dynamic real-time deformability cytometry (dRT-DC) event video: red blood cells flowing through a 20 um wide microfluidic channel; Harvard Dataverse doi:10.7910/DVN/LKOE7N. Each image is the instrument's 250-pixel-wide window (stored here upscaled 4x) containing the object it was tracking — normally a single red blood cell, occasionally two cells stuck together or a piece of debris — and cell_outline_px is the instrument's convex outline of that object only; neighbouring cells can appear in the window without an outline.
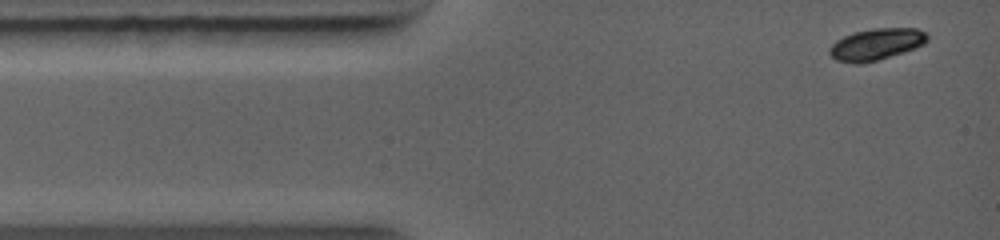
{"species": "common noctule bat (a hibernating species)", "species_latin": "Nyctalus noctula", "temperature_condition": "warm", "stored_images_in_passage": 3, "camera_frame_rate_fps": 5000, "um_per_image_px": 0.085, "animal": {"sex": "female", "body_mass_g": 19.0, "forearm_length_mm": 56.7}, "frame": {"image": 1, "passage_image": 1, "time_ms": 0.0, "image_size_px": [1000, 240], "cell_outline_px": [[928, 40], [924, 44], [916, 48], [904, 52], [876, 60], [860, 64], [856, 64], [836, 60], [828, 52], [828, 48], [836, 40], [852, 32], [872, 28], [916, 28], [924, 32], [928, 36]], "centroid_in_image_um": [74.46, 3.75], "position_along_channel_um": 10.5, "area_um2": 18.09}}
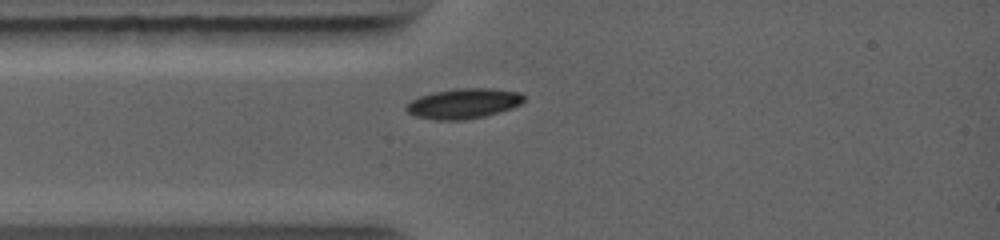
{"frame": {"image": 2, "passage_image": 3, "time_ms": 2.0, "image_size_px": [1000, 240], "cell_outline_px": [[524, 100], [520, 104], [512, 108], [484, 116], [464, 120], [436, 120], [416, 116], [408, 112], [404, 108], [412, 100], [420, 96], [436, 92], [456, 88], [492, 88], [520, 92], [524, 96]], "centroid_in_image_um": [39.42, 8.79], "position_along_channel_um": 45.6, "area_um2": 20.52}}